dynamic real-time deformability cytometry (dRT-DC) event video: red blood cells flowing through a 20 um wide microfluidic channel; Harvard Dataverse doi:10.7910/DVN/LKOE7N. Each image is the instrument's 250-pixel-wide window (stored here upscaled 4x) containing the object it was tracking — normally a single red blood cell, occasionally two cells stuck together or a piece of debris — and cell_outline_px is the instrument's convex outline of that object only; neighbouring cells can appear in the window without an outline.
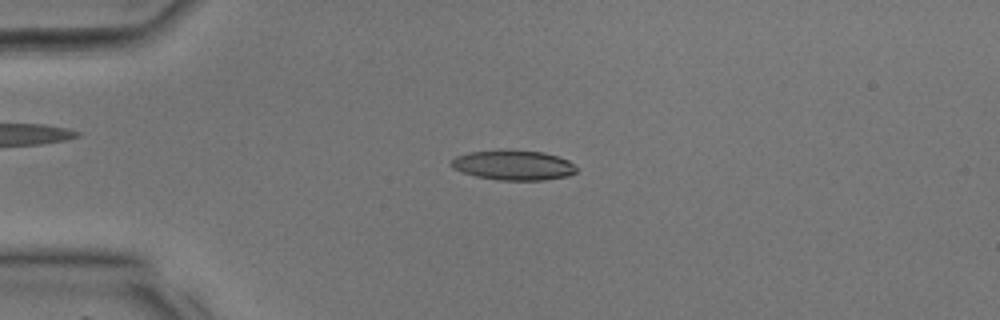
{"species": "common noctule bat (a hibernating species)", "species_latin": "Nyctalus noctula", "temperature_condition": "room temperature", "stored_images_in_passage": 34, "camera_frame_rate_fps": 3000, "um_per_image_px": 0.085, "animal": {"sex": "male", "body_mass_g": 17.9, "forearm_length_mm": 54.2}, "frame": {"image": 1, "passage_image": 8, "time_ms": 2.333, "image_size_px": [1000, 320], "cell_outline_px": [[576, 172], [568, 176], [544, 180], [500, 180], [476, 176], [452, 168], [448, 164], [456, 156], [468, 152], [544, 152], [568, 160], [576, 168]], "centroid_in_image_um": [43.63, 14.07], "position_along_channel_um": 41.4, "area_um2": 21.04}}
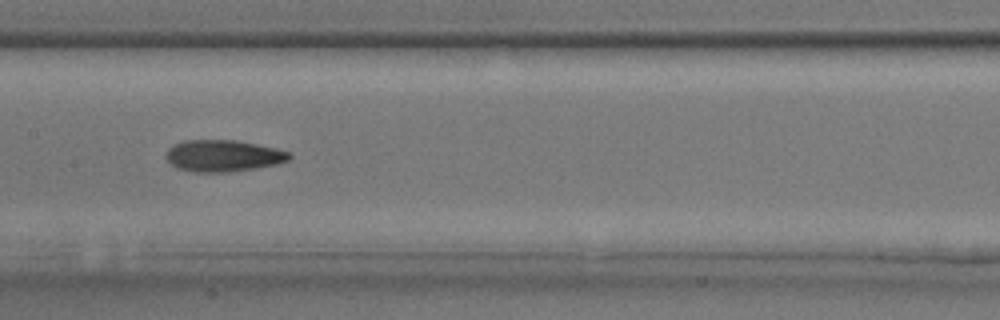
{"frame": {"image": 2, "passage_image": 17, "time_ms": 5.333, "image_size_px": [1000, 320], "cell_outline_px": [[292, 156], [288, 160], [280, 164], [256, 168], [228, 172], [196, 172], [176, 168], [164, 156], [168, 148], [172, 144], [184, 140], [236, 140], [276, 148], [288, 152]], "centroid_in_image_um": [18.95, 13.24], "position_along_channel_um": 188.4, "area_um2": 22.89}}
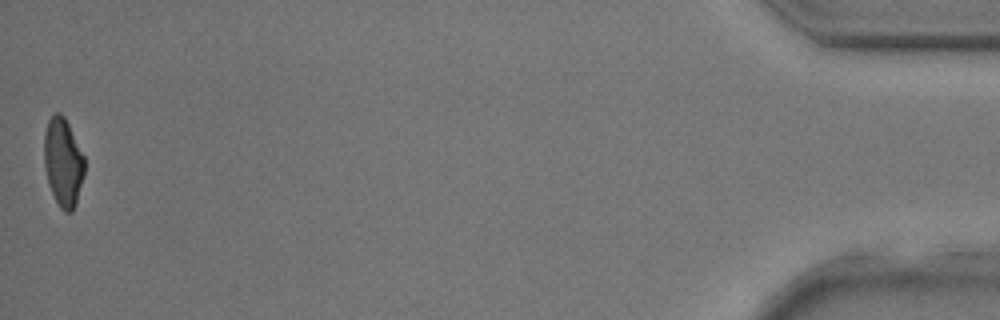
{"frame": {"image": 3, "passage_image": 34, "time_ms": 11.0, "image_size_px": [1000, 320], "cell_outline_px": [[84, 176], [76, 204], [72, 212], [64, 212], [60, 208], [48, 184], [44, 168], [44, 132], [48, 120], [56, 112], [60, 112], [64, 116], [84, 156]], "centroid_in_image_um": [5.35, 13.8], "position_along_channel_um": 429.8, "area_um2": 20.87}}